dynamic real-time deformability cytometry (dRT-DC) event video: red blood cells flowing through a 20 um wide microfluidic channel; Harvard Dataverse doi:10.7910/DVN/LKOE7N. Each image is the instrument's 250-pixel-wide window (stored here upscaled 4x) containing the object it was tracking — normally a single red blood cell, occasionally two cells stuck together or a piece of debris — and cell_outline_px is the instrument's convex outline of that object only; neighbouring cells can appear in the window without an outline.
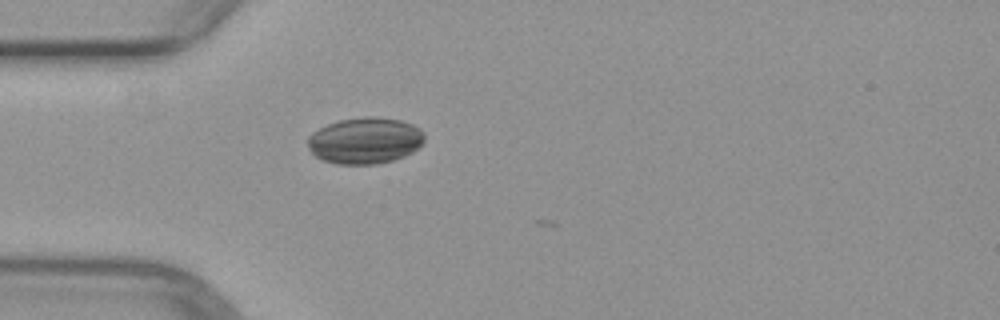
{"species": "common noctule bat (a hibernating species)", "species_latin": "Nyctalus noctula", "temperature_condition": "warm", "stored_images_in_passage": 2, "camera_frame_rate_fps": 3000, "um_per_image_px": 0.085, "animal": {"sex": "female", "body_mass_g": 29.2, "forearm_length_mm": 56.3}, "frame": {"image": 1, "passage_image": 2, "time_ms": 1.0, "image_size_px": [1000, 320], "cell_outline_px": [[424, 140], [412, 152], [404, 156], [392, 160], [376, 164], [336, 164], [320, 160], [308, 148], [308, 136], [312, 132], [328, 124], [340, 120], [364, 116], [376, 116], [400, 120], [412, 124], [420, 128], [424, 132]], "centroid_in_image_um": [31.01, 11.94], "position_along_channel_um": 54.0, "area_um2": 31.62}}